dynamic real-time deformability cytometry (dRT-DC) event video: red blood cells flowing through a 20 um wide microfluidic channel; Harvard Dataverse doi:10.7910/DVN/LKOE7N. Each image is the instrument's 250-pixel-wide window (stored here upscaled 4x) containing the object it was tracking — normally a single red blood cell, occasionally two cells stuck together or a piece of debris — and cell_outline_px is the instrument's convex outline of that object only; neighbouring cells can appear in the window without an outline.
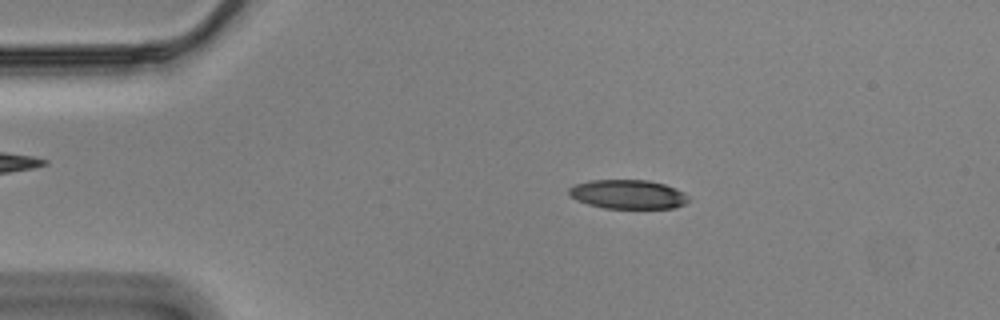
{"species": "Egyptian fruit bat (a non-hibernating species)", "species_latin": "Rousettus aegyptiacus", "temperature_condition": "cold", "stored_images_in_passage": 56, "camera_frame_rate_fps": 3000, "um_per_image_px": 0.085, "animal": {"sex": "male"}, "frame": {"image": 1, "passage_image": 10, "time_ms": 3.0, "image_size_px": [1000, 320], "cell_outline_px": [[692, 200], [684, 204], [672, 208], [604, 208], [588, 204], [576, 200], [568, 196], [568, 188], [576, 184], [588, 180], [648, 180], [664, 184], [676, 188], [684, 192]], "centroid_in_image_um": [53.37, 16.51], "position_along_channel_um": 31.6, "area_um2": 20.46}}
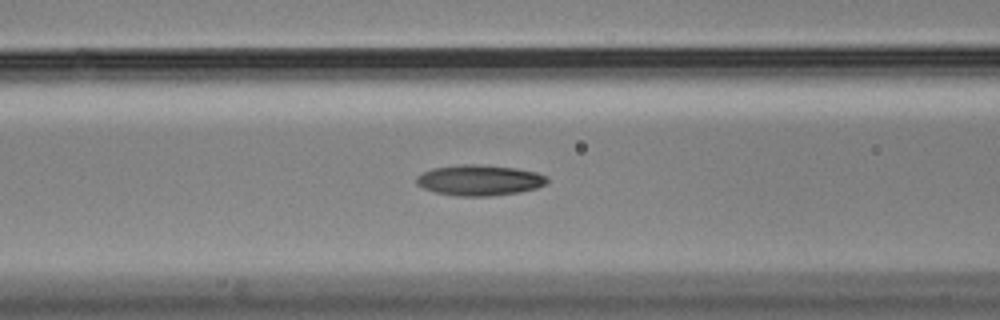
{"frame": {"image": 2, "passage_image": 22, "time_ms": 7.0, "image_size_px": [1000, 320], "cell_outline_px": [[548, 184], [536, 188], [520, 192], [488, 196], [456, 196], [436, 192], [424, 188], [416, 184], [416, 176], [432, 168], [460, 164], [476, 164], [516, 168], [536, 172], [548, 176]], "centroid_in_image_um": [40.77, 15.31], "position_along_channel_um": 125.8, "area_um2": 23.47}}
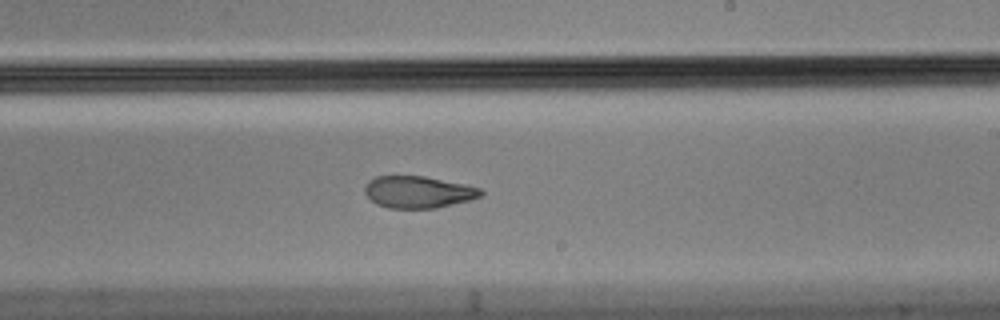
{"frame": {"image": 3, "passage_image": 33, "time_ms": 10.667, "image_size_px": [1000, 320], "cell_outline_px": [[484, 192], [480, 196], [468, 200], [436, 208], [388, 208], [376, 204], [364, 192], [364, 188], [368, 180], [376, 176], [424, 176], [464, 184], [480, 188]], "centroid_in_image_um": [35.51, 16.32], "position_along_channel_um": 253.5, "area_um2": 21.44}, "authors_computed_cell_mechanics": {"area_um2": 22.5131, "velocity_mm_per_s": 3.4839, "shape_relaxation_time_tau1_ms": null, "shape_relaxation_time_tau2_ms": 2.6896, "deformation_change_tau1": null, "deformation_change_tau2": 0.0985}}